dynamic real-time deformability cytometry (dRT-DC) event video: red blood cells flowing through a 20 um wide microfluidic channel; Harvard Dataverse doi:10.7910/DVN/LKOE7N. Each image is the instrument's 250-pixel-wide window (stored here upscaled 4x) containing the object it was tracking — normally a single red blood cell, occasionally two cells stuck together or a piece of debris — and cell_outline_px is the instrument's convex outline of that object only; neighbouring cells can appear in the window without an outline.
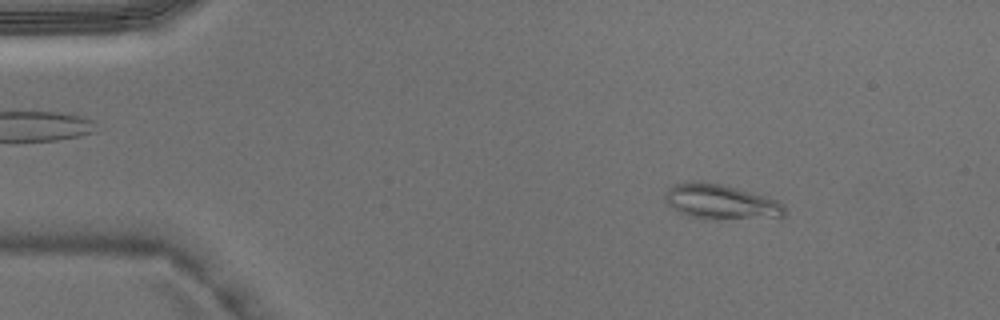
{"species": "Egyptian fruit bat (a non-hibernating species)", "species_latin": "Rousettus aegyptiacus", "temperature_condition": "warm", "stored_images_in_passage": 3, "camera_frame_rate_fps": 3000, "um_per_image_px": 0.085, "animal": {"sex": "male"}, "frame": {"image": 1, "passage_image": 1, "time_ms": 0.0, "image_size_px": [1000, 320], "cell_outline_px": [[788, 212], [780, 220], [704, 220], [684, 216], [668, 204], [664, 200], [664, 192], [668, 188], [676, 184], [688, 180], [700, 180], [720, 184], [768, 196], [780, 200], [784, 204]], "centroid_in_image_um": [61.37, 17.21], "position_along_channel_um": 23.6, "area_um2": 26.07}}